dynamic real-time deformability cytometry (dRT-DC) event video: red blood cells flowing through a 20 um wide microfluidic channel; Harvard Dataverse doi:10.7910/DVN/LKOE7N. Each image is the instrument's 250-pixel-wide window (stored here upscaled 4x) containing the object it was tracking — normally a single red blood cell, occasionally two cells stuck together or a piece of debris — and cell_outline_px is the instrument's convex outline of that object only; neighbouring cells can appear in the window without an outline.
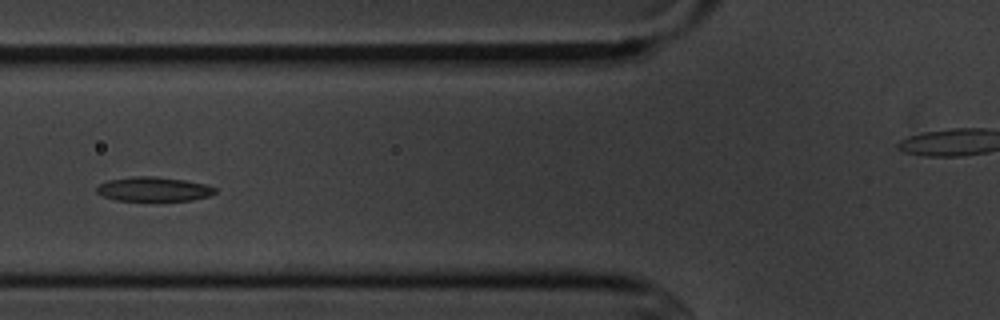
{"species": "common noctule bat (a hibernating species)", "species_latin": "Nyctalus noctula", "temperature_condition": "cold", "stored_images_in_passage": 8, "camera_frame_rate_fps": 3000, "um_per_image_px": 0.085, "animal": {"sex": "male", "body_mass_g": 20.1, "forearm_length_mm": 53.5}, "frame": {"image": 1, "passage_image": 6, "time_ms": 5.667, "image_size_px": [1000, 320], "cell_outline_px": [[216, 192], [208, 196], [192, 200], [116, 200], [104, 196], [96, 192], [96, 188], [100, 184], [108, 180], [132, 176], [156, 176], [184, 180], [204, 184], [216, 188]], "centroid_in_image_um": [13.04, 16.06], "position_along_channel_um": 112.8, "area_um2": 16.59}}
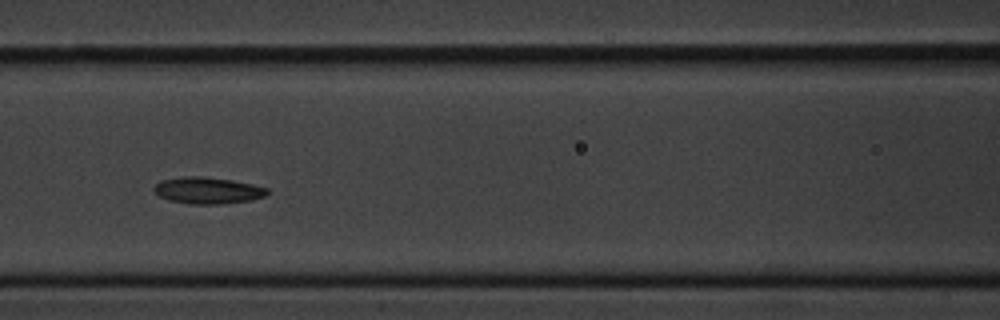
{"frame": {"image": 2, "passage_image": 7, "time_ms": 6.667, "image_size_px": [1000, 320], "cell_outline_px": [[268, 192], [264, 196], [252, 200], [224, 204], [188, 204], [168, 200], [160, 196], [152, 188], [160, 180], [184, 176], [204, 176], [232, 180], [252, 184], [268, 188]], "centroid_in_image_um": [17.64, 16.19], "position_along_channel_um": 149.0, "area_um2": 17.69}}